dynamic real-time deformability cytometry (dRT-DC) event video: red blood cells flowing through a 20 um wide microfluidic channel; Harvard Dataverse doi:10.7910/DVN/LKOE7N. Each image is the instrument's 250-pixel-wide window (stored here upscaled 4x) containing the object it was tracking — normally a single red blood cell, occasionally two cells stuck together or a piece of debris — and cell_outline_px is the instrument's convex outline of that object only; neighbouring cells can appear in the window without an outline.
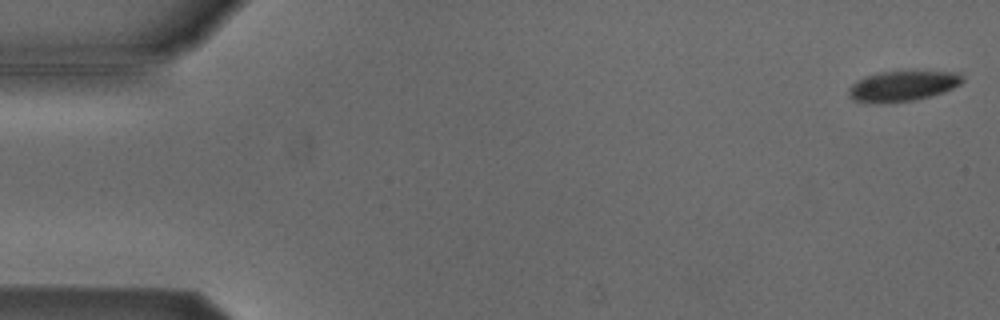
{"species": "Egyptian fruit bat (a non-hibernating species)", "species_latin": "Rousettus aegyptiacus", "temperature_condition": "cold", "stored_images_in_passage": 19, "camera_frame_rate_fps": 3000, "um_per_image_px": 0.085, "animal": {"sex": "male"}, "frame": {"image": 1, "passage_image": 1, "time_ms": 0.0, "image_size_px": [1000, 320], "cell_outline_px": [[964, 80], [960, 84], [944, 92], [912, 100], [856, 100], [848, 96], [848, 88], [856, 80], [880, 72], [956, 72], [964, 76]], "centroid_in_image_um": [76.77, 7.26], "position_along_channel_um": 8.2, "area_um2": 19.02}}
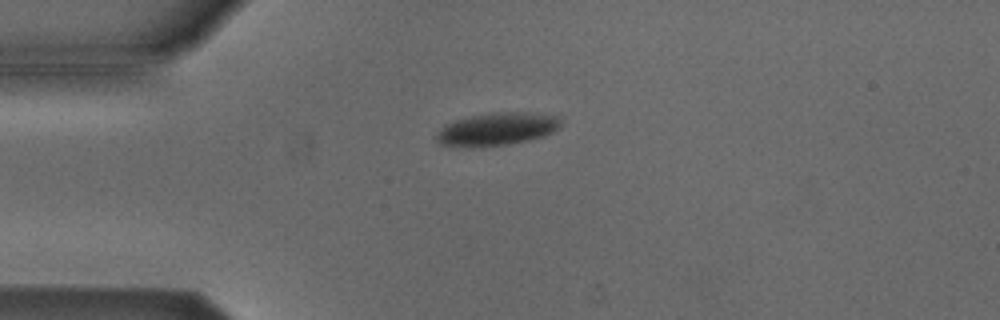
{"frame": {"image": 2, "passage_image": 13, "time_ms": 4.0, "image_size_px": [1000, 320], "cell_outline_px": [[560, 124], [552, 132], [544, 136], [528, 140], [508, 144], [480, 148], [468, 148], [440, 144], [436, 140], [436, 132], [444, 124], [456, 120], [472, 116], [492, 112], [532, 112], [556, 116], [560, 120]], "centroid_in_image_um": [42.18, 10.99], "position_along_channel_um": 42.8, "area_um2": 23.99}}